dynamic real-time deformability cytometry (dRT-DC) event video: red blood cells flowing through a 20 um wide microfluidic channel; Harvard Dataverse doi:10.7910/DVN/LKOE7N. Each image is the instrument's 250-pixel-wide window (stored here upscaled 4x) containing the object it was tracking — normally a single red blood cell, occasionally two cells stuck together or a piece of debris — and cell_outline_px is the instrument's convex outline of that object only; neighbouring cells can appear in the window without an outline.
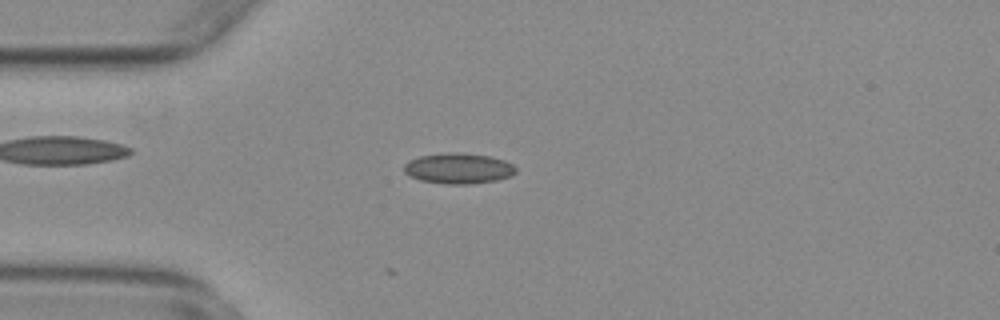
{"species": "common noctule bat (a hibernating species)", "species_latin": "Nyctalus noctula", "temperature_condition": "warm", "stored_images_in_passage": 23, "camera_frame_rate_fps": 3000, "um_per_image_px": 0.085, "animal": {"sex": "female", "body_mass_g": 29.2, "forearm_length_mm": 56.3}, "frame": {"image": 1, "passage_image": 1, "time_ms": 0.0, "image_size_px": [1000, 320], "cell_outline_px": [[516, 172], [512, 176], [496, 180], [468, 184], [444, 184], [420, 180], [408, 176], [404, 172], [404, 164], [408, 160], [420, 156], [444, 152], [456, 152], [488, 156], [504, 160], [512, 164], [516, 168]], "centroid_in_image_um": [38.94, 14.31], "position_along_channel_um": 46.1, "area_um2": 20.06}}
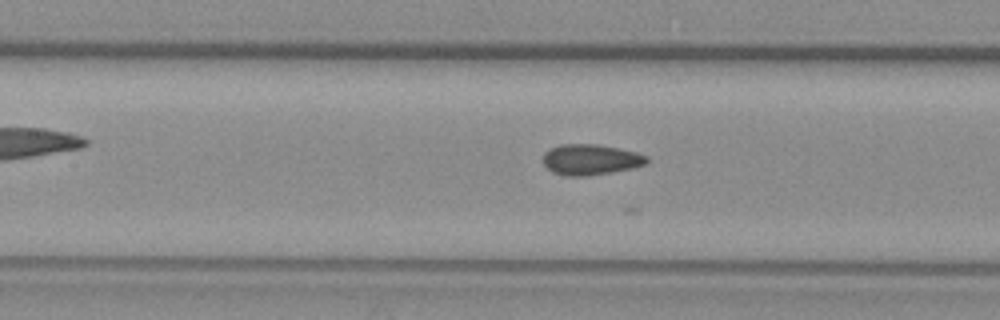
{"frame": {"image": 2, "passage_image": 11, "time_ms": 3.333, "image_size_px": [1000, 320], "cell_outline_px": [[648, 160], [644, 164], [632, 168], [612, 172], [588, 176], [564, 176], [552, 172], [544, 164], [544, 152], [560, 144], [596, 144], [636, 152], [648, 156]], "centroid_in_image_um": [50.18, 13.57], "position_along_channel_um": 157.2, "area_um2": 18.44}}
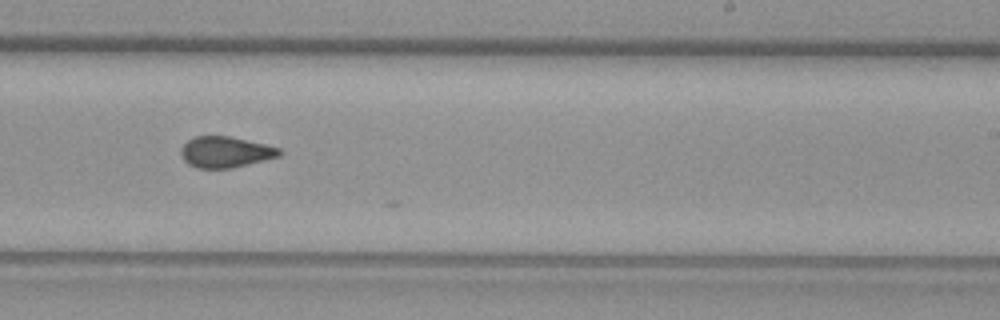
{"frame": {"image": 3, "passage_image": 20, "time_ms": 6.333, "image_size_px": [1000, 320], "cell_outline_px": [[284, 152], [280, 156], [232, 168], [196, 168], [188, 164], [184, 160], [180, 152], [180, 148], [188, 140], [196, 136], [228, 136], [264, 144], [280, 148]], "centroid_in_image_um": [19.16, 12.93], "position_along_channel_um": 269.8, "area_um2": 17.74}}